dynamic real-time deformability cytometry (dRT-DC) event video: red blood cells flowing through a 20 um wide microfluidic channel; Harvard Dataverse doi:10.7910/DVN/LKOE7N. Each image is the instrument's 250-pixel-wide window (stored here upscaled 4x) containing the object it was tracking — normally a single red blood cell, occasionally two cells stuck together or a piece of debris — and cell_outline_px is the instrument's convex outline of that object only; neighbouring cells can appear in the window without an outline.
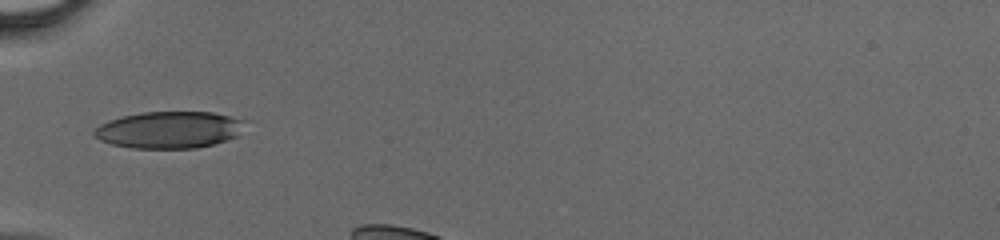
{"species": "human", "species_latin": "Homo sapiens", "temperature_condition": "cold", "stored_images_in_passage": 11, "camera_frame_rate_fps": 3000, "um_per_image_px": 0.085, "donor": {"sex": "male"}, "frame": {"image": 1, "passage_image": 1, "time_ms": 0.0, "image_size_px": [1000, 240], "cell_outline_px": [[248, 120], [236, 136], [228, 140], [196, 148], [132, 148], [112, 144], [100, 140], [92, 132], [100, 124], [108, 120], [124, 116], [144, 112], [212, 112]], "centroid_in_image_um": [14.4, 11.03], "position_along_channel_um": 70.6, "area_um2": 32.31}}
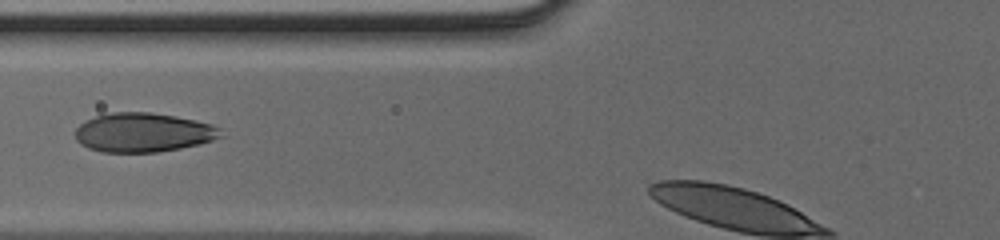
{"frame": {"image": 2, "passage_image": 4, "time_ms": 1.0, "image_size_px": [1000, 240], "cell_outline_px": [[224, 136], [200, 144], [180, 148], [156, 152], [100, 152], [88, 148], [80, 144], [76, 140], [76, 128], [80, 124], [96, 116], [112, 112], [152, 112], [176, 116], [196, 120], [212, 124], [220, 128]], "centroid_in_image_um": [12.19, 11.26], "position_along_channel_um": 113.6, "area_um2": 33.35}}
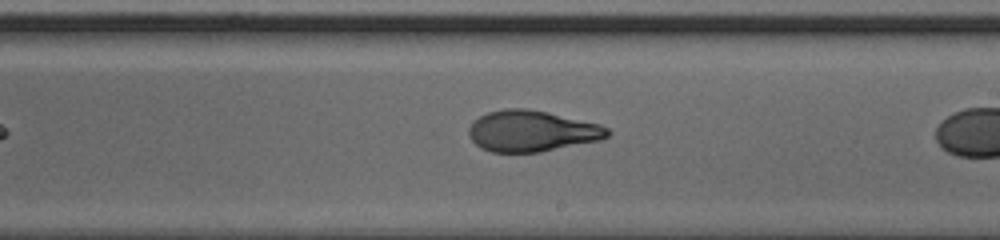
{"frame": {"image": 3, "passage_image": 10, "time_ms": 3.0, "image_size_px": [1000, 240], "cell_outline_px": [[612, 132], [608, 136], [600, 140], [540, 152], [492, 152], [480, 148], [468, 136], [468, 128], [472, 120], [488, 112], [504, 108], [524, 108], [548, 112], [600, 124], [608, 128]], "centroid_in_image_um": [45.18, 11.13], "position_along_channel_um": 243.8, "area_um2": 33.41}}